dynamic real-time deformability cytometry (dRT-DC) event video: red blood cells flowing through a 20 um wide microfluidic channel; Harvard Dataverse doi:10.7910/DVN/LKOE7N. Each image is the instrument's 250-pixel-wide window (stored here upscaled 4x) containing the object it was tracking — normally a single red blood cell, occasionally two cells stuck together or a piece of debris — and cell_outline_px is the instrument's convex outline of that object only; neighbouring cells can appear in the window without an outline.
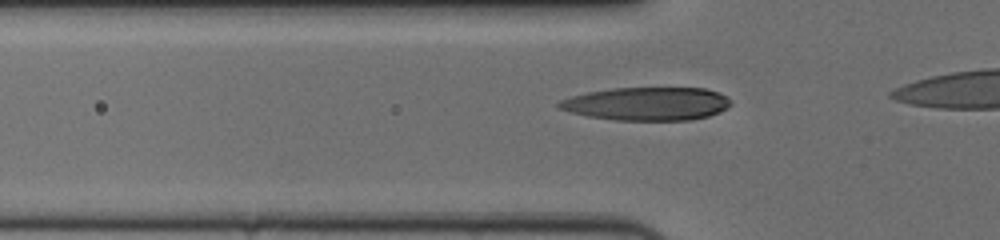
{"species": "human", "species_latin": "Homo sapiens", "temperature_condition": "cold", "stored_images_in_passage": 21, "camera_frame_rate_fps": 3000, "um_per_image_px": 0.085, "donor": {"sex": "female"}, "frame": {"image": 1, "passage_image": 11, "time_ms": 3.333, "image_size_px": [1000, 240], "cell_outline_px": [[732, 104], [728, 108], [720, 112], [708, 116], [692, 120], [616, 120], [588, 116], [556, 108], [556, 104], [560, 100], [572, 96], [588, 92], [612, 88], [704, 88], [720, 92]], "centroid_in_image_um": [55.0, 8.82], "position_along_channel_um": 70.8, "area_um2": 33.29}}
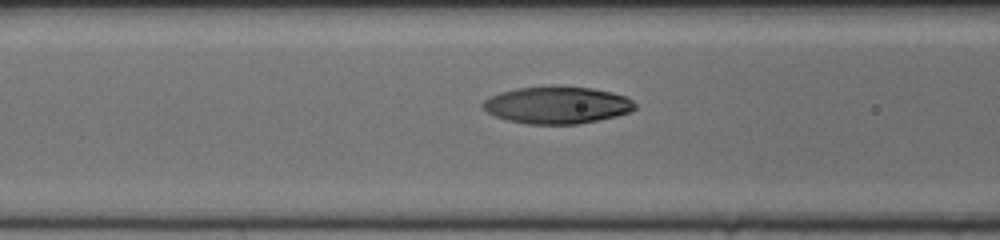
{"frame": {"image": 2, "passage_image": 15, "time_ms": 4.667, "image_size_px": [1000, 240], "cell_outline_px": [[636, 108], [632, 112], [616, 116], [576, 124], [528, 124], [508, 120], [496, 116], [488, 112], [480, 104], [484, 100], [500, 92], [516, 88], [552, 84], [560, 84], [592, 88], [612, 92], [624, 96], [632, 100], [636, 104]], "centroid_in_image_um": [47.36, 8.9], "position_along_channel_um": 119.2, "area_um2": 33.41}}
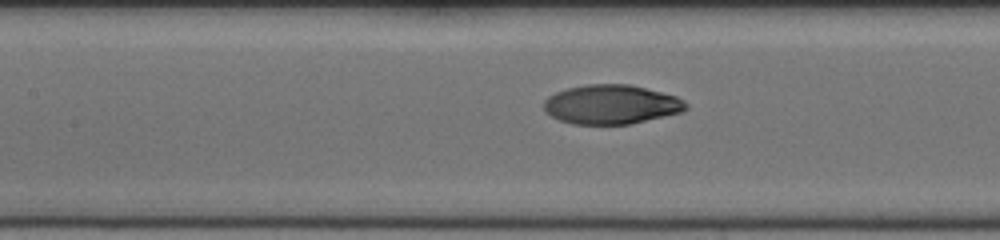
{"frame": {"image": 3, "passage_image": 18, "time_ms": 5.667, "image_size_px": [1000, 240], "cell_outline_px": [[688, 108], [680, 112], [632, 124], [572, 124], [560, 120], [544, 112], [544, 100], [548, 96], [556, 92], [568, 88], [588, 84], [628, 84], [676, 96], [684, 100], [688, 104]], "centroid_in_image_um": [51.94, 8.88], "position_along_channel_um": 155.5, "area_um2": 32.43}}